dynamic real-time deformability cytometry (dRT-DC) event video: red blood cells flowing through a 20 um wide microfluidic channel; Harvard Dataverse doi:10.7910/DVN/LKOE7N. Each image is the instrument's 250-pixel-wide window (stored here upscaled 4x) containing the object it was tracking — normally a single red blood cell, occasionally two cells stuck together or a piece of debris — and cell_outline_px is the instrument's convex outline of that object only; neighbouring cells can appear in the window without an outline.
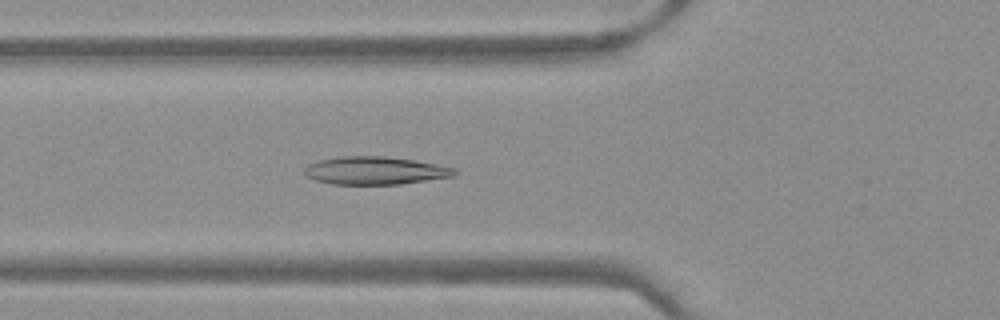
{"species": "Egyptian fruit bat (a non-hibernating species)", "species_latin": "Rousettus aegyptiacus", "temperature_condition": "warm", "stored_images_in_passage": 51, "camera_frame_rate_fps": 3000, "um_per_image_px": 0.085, "frame": {"image": 1, "passage_image": 19, "time_ms": 6.0, "image_size_px": [1000, 320], "cell_outline_px": [[460, 172], [456, 176], [400, 184], [332, 184], [316, 180], [308, 176], [304, 172], [304, 168], [308, 164], [316, 160], [340, 156], [384, 156], [412, 160], [436, 164], [456, 168]], "centroid_in_image_um": [31.91, 14.49], "position_along_channel_um": 93.9, "area_um2": 24.51}}
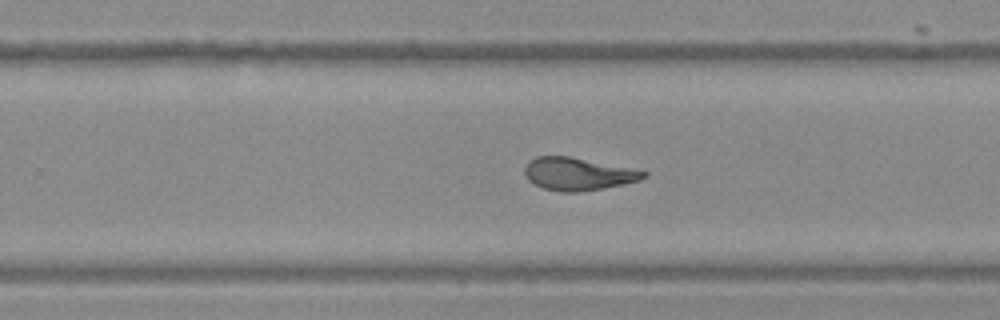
{"frame": {"image": 2, "passage_image": 33, "time_ms": 10.667, "image_size_px": [1000, 320], "cell_outline_px": [[648, 176], [640, 180], [624, 184], [604, 188], [580, 192], [560, 192], [544, 188], [528, 180], [524, 172], [524, 168], [528, 160], [536, 156], [568, 156], [648, 172]], "centroid_in_image_um": [49.1, 14.79], "position_along_channel_um": 280.7, "area_um2": 22.48}}
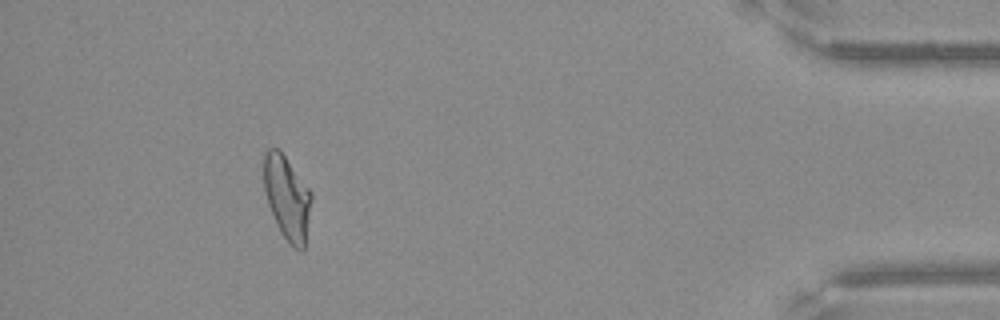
{"frame": {"image": 3, "passage_image": 47, "time_ms": 15.333, "image_size_px": [1000, 320], "cell_outline_px": [[312, 200], [304, 248], [292, 248], [288, 244], [268, 204], [264, 192], [264, 152], [268, 148], [280, 148], [312, 192]], "centroid_in_image_um": [24.41, 16.74], "position_along_channel_um": 410.8, "area_um2": 23.18}}